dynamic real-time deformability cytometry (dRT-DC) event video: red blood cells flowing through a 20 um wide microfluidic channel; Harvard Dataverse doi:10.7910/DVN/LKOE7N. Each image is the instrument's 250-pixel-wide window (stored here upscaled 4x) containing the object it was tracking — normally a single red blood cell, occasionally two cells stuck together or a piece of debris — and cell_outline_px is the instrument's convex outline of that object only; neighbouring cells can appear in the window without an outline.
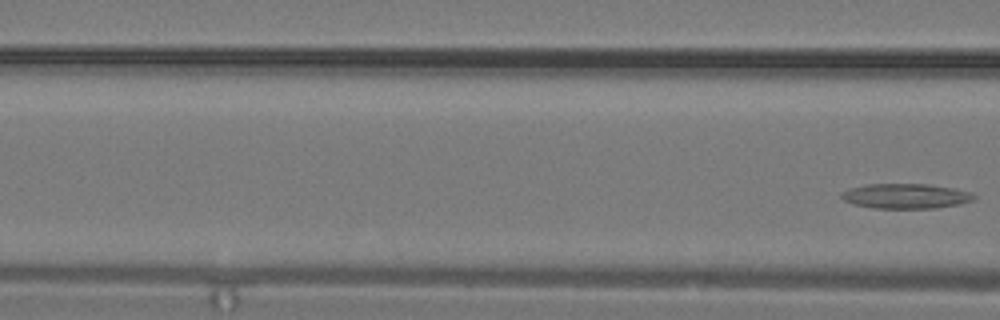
{"species": "common noctule bat (a hibernating species)", "species_latin": "Nyctalus noctula", "temperature_condition": "warm", "stored_images_in_passage": 4, "segment_of_instrument_passage": [2, 2], "camera_frame_rate_fps": 3000, "um_per_image_px": 0.085, "animal": {"sex": "male", "body_mass_g": 19.2, "forearm_length_mm": 51.8}, "frame": {"image": 1, "passage_image": 4, "time_ms": 1.0, "image_size_px": [1000, 320], "cell_outline_px": [[976, 196], [972, 200], [960, 204], [936, 208], [872, 208], [852, 204], [844, 200], [840, 196], [840, 192], [848, 188], [868, 184], [928, 184], [952, 188], [972, 192]], "centroid_in_image_um": [76.95, 16.66], "position_along_channel_um": 89.6, "area_um2": 19.36}}